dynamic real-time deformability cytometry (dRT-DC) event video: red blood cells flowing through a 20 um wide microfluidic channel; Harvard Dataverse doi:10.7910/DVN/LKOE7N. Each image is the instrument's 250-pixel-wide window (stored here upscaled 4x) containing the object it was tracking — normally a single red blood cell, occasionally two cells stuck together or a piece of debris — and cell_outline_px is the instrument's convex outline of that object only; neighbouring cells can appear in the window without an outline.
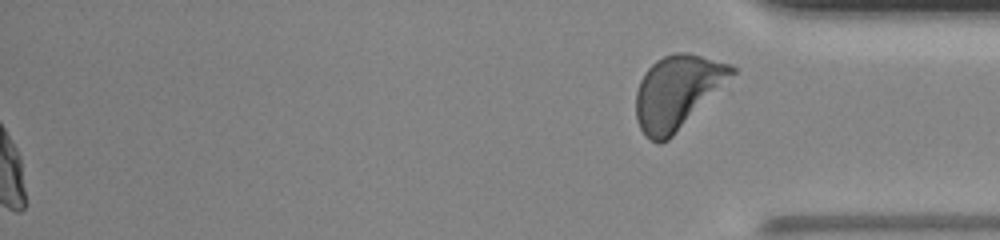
{"species": "human", "species_latin": "Homo sapiens", "temperature_condition": "room temperature", "stored_images_in_passage": 52, "segment_of_instrument_passage": [2, 2], "camera_frame_rate_fps": 3000, "um_per_image_px": 0.085, "donor": {"sex": "male"}, "frame": {"image": 1, "passage_image": 52, "time_ms": 17.0, "image_size_px": [1000, 240], "cell_outline_px": [[736, 72], [668, 140], [660, 144], [644, 136], [636, 120], [636, 92], [640, 80], [644, 72], [656, 60], [664, 56], [676, 52], [688, 52], [732, 64], [736, 68]], "centroid_in_image_um": [57.54, 7.8], "position_along_channel_um": 377.7, "area_um2": 40.58}}